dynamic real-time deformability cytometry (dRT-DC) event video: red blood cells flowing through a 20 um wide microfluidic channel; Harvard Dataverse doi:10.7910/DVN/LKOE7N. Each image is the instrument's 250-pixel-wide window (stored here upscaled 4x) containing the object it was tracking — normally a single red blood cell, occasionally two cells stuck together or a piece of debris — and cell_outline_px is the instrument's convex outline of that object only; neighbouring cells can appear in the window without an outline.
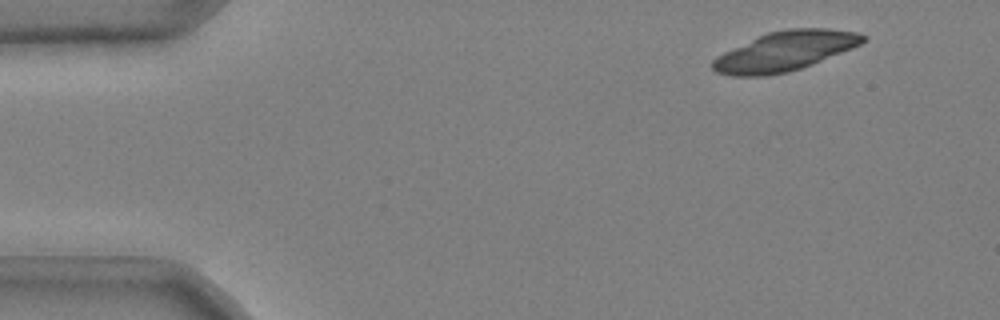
{"species": "common noctule bat (a hibernating species)", "species_latin": "Nyctalus noctula", "temperature_condition": "cold", "stored_images_in_passage": 17, "camera_frame_rate_fps": 3000, "um_per_image_px": 0.085, "animal": {"sex": "male", "body_mass_g": 20.4}, "frame": {"image": 1, "passage_image": 1, "time_ms": 0.0, "image_size_px": [1000, 320], "cell_outline_px": [[868, 40], [852, 48], [812, 64], [788, 72], [764, 76], [732, 76], [716, 72], [712, 68], [712, 60], [716, 56], [724, 52], [768, 32], [788, 28], [828, 28], [860, 32], [868, 36]], "centroid_in_image_um": [66.75, 4.34], "position_along_channel_um": 18.2, "area_um2": 34.56}}